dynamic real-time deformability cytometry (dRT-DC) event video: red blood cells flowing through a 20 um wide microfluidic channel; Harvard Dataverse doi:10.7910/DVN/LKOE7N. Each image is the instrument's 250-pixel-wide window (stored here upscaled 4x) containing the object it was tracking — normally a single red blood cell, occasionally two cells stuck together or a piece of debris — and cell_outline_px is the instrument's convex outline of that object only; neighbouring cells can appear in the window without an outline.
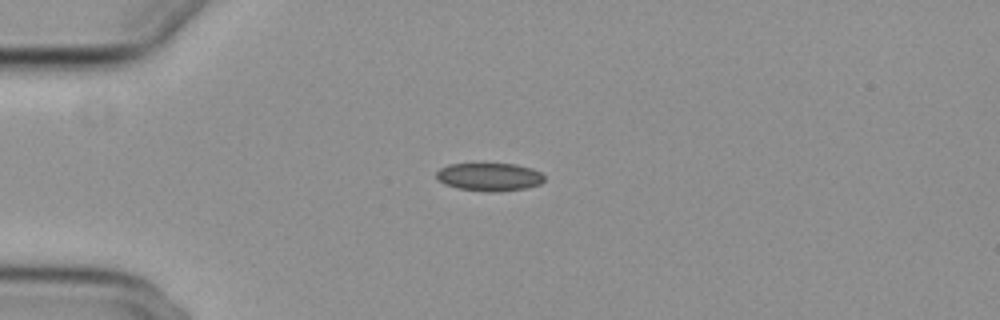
{"species": "common noctule bat (a hibernating species)", "species_latin": "Nyctalus noctula", "temperature_condition": "cold", "stored_images_in_passage": 42, "camera_frame_rate_fps": 3000, "um_per_image_px": 0.085, "animal": {"sex": "female", "body_mass_g": 29.2, "forearm_length_mm": 56.3}, "frame": {"image": 1, "passage_image": 1, "time_ms": 0.0, "image_size_px": [1000, 320], "cell_outline_px": [[544, 180], [540, 184], [524, 188], [492, 192], [460, 188], [444, 184], [436, 176], [436, 172], [440, 168], [448, 164], [516, 164], [532, 168], [540, 172], [544, 176]], "centroid_in_image_um": [41.6, 15.02], "position_along_channel_um": 43.4, "area_um2": 17.4}}
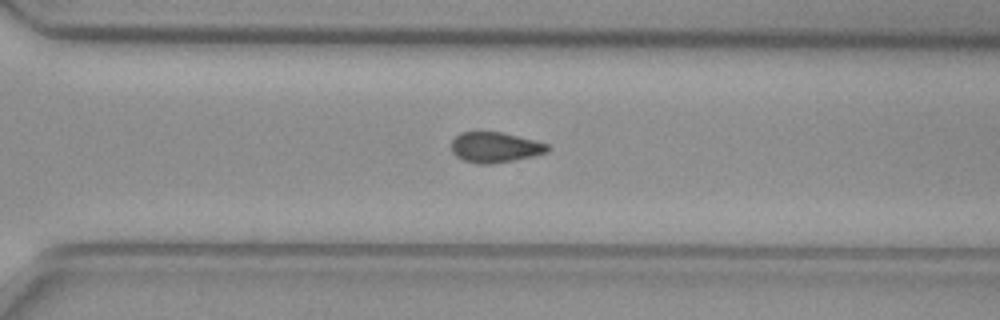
{"frame": {"image": 2, "passage_image": 26, "time_ms": 8.333, "image_size_px": [1000, 320], "cell_outline_px": [[548, 152], [532, 156], [512, 160], [488, 164], [476, 164], [464, 160], [456, 156], [452, 152], [452, 140], [460, 132], [500, 132], [536, 140], [548, 144]], "centroid_in_image_um": [42.06, 12.52], "position_along_channel_um": 328.5, "area_um2": 16.88}}
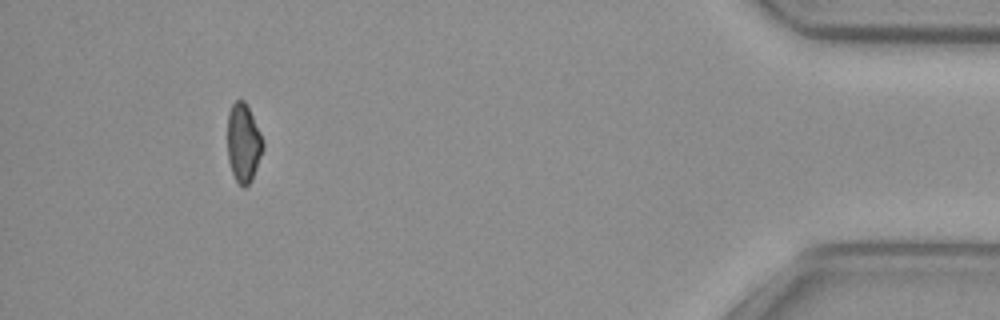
{"frame": {"image": 3, "passage_image": 38, "time_ms": 12.333, "image_size_px": [1000, 320], "cell_outline_px": [[264, 148], [252, 180], [244, 188], [236, 180], [232, 172], [228, 160], [228, 112], [232, 104], [236, 100], [244, 100], [264, 140]], "centroid_in_image_um": [20.7, 12.16], "position_along_channel_um": 414.5, "area_um2": 16.18}, "authors_computed_cell_mechanics": {"area_um2": 17.3978, "velocity_mm_per_s": 3.7466, "shape_relaxation_time_tau1_ms": null, "shape_relaxation_time_tau2_ms": 6.3575, "deformation_change_tau1": null, "deformation_change_tau2": 0.1106}}